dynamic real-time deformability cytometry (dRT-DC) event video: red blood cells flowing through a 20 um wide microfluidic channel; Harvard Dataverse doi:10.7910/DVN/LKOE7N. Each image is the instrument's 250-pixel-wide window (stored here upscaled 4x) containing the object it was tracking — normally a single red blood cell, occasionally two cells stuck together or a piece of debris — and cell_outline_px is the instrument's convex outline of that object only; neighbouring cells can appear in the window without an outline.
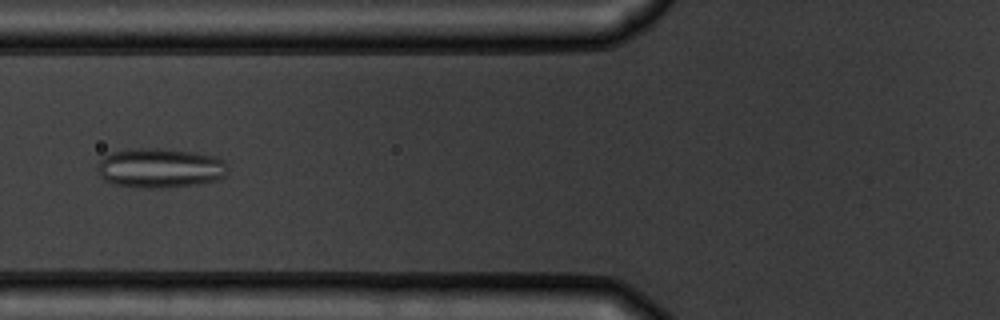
{"species": "common noctule bat (a hibernating species)", "species_latin": "Nyctalus noctula", "temperature_condition": "warm", "stored_images_in_passage": 7, "camera_frame_rate_fps": 3000, "um_per_image_px": 0.085, "animal": {"sex": "male", "body_mass_g": 19.5, "forearm_length_mm": 54.6}, "frame": {"image": 1, "passage_image": 4, "time_ms": 3.667, "image_size_px": [1000, 320], "cell_outline_px": [[228, 172], [224, 176], [216, 180], [196, 184], [164, 188], [144, 188], [116, 184], [104, 180], [100, 176], [96, 168], [100, 160], [104, 156], [112, 152], [136, 148], [156, 148], [196, 152], [212, 156], [224, 160]], "centroid_in_image_um": [13.59, 14.28], "position_along_channel_um": 112.2, "area_um2": 30.06}}
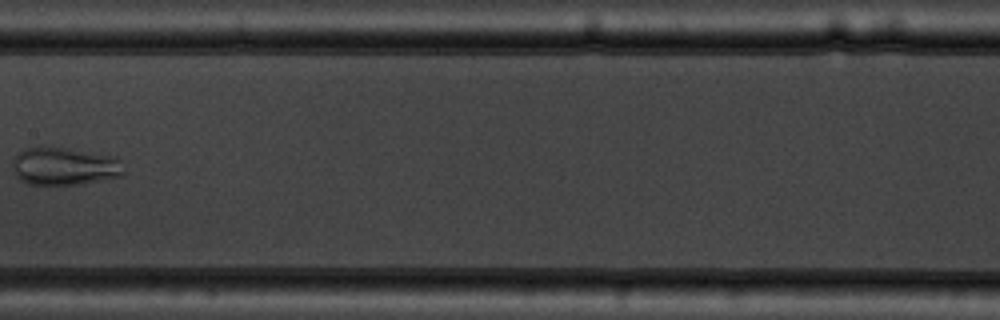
{"frame": {"image": 2, "passage_image": 6, "time_ms": 6.0, "image_size_px": [1000, 320], "cell_outline_px": [[124, 176], [84, 184], [28, 184], [20, 180], [12, 172], [12, 160], [16, 152], [24, 148], [48, 144], [116, 156], [120, 160], [124, 172]], "centroid_in_image_um": [5.44, 14.09], "position_along_channel_um": 202.0, "area_um2": 25.61}}